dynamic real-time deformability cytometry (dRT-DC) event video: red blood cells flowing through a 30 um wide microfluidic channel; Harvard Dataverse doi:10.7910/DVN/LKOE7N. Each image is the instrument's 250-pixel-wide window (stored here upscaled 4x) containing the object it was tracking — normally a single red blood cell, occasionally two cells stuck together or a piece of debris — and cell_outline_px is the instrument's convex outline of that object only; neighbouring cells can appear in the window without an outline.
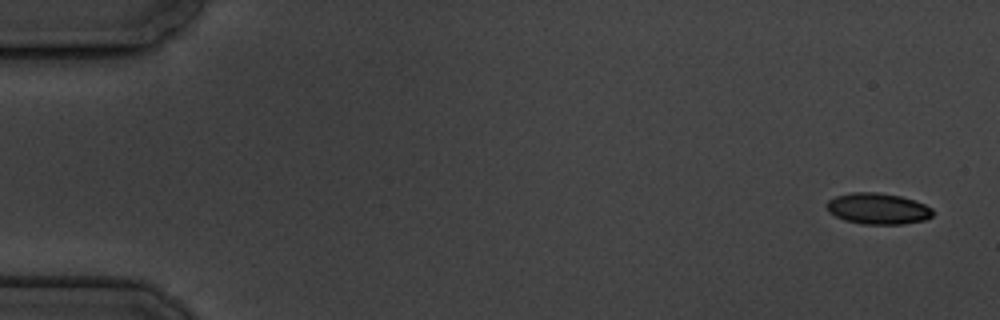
{"species": "common noctule bat (a hibernating species)", "species_latin": "Nyctalus noctula", "temperature_condition": "cold", "stored_images_in_passage": 9, "camera_frame_rate_fps": 3000, "um_per_image_px": 0.085, "animal": {"sex": "male", "body_mass_g": 19.5, "forearm_length_mm": 54.6}, "frame": {"image": 1, "passage_image": 1, "time_ms": 0.0, "image_size_px": [1000, 320], "cell_outline_px": [[932, 216], [924, 220], [904, 224], [860, 224], [844, 220], [828, 212], [824, 204], [828, 200], [836, 196], [852, 192], [876, 192], [900, 196], [924, 204], [932, 208]], "centroid_in_image_um": [74.57, 17.74], "position_along_channel_um": 10.4, "area_um2": 19.31}}
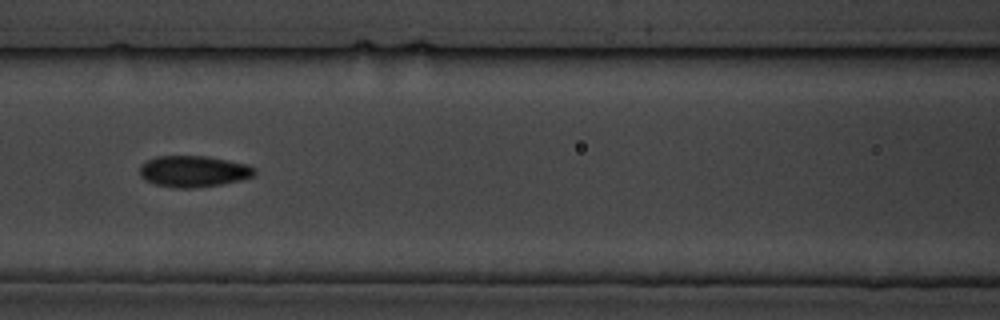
{"frame": {"image": 2, "passage_image": 8, "time_ms": 8.0, "image_size_px": [1000, 320], "cell_outline_px": [[256, 172], [252, 176], [240, 180], [220, 184], [192, 188], [176, 188], [156, 184], [144, 180], [140, 176], [140, 168], [148, 160], [156, 156], [208, 156], [248, 164], [256, 168]], "centroid_in_image_um": [16.46, 14.56], "position_along_channel_um": 150.1, "area_um2": 20.87}}
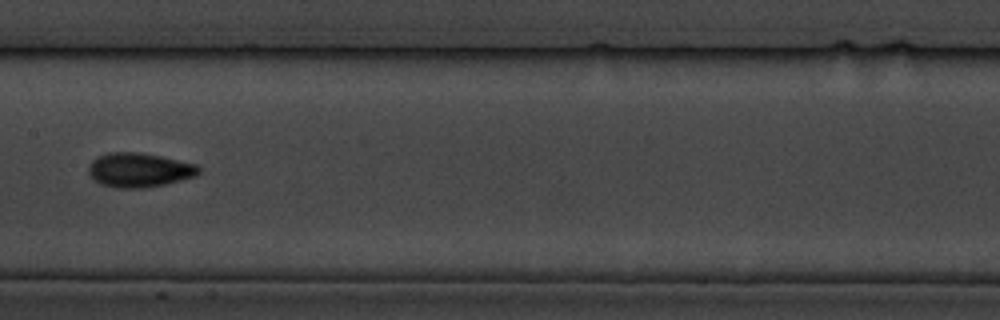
{"frame": {"image": 3, "passage_image": 9, "time_ms": 9.333, "image_size_px": [1000, 320], "cell_outline_px": [[200, 172], [196, 176], [164, 184], [144, 188], [116, 188], [100, 184], [88, 172], [88, 164], [96, 156], [108, 152], [140, 152], [160, 156], [196, 164], [200, 168]], "centroid_in_image_um": [11.8, 14.44], "position_along_channel_um": 195.6, "area_um2": 22.08}}